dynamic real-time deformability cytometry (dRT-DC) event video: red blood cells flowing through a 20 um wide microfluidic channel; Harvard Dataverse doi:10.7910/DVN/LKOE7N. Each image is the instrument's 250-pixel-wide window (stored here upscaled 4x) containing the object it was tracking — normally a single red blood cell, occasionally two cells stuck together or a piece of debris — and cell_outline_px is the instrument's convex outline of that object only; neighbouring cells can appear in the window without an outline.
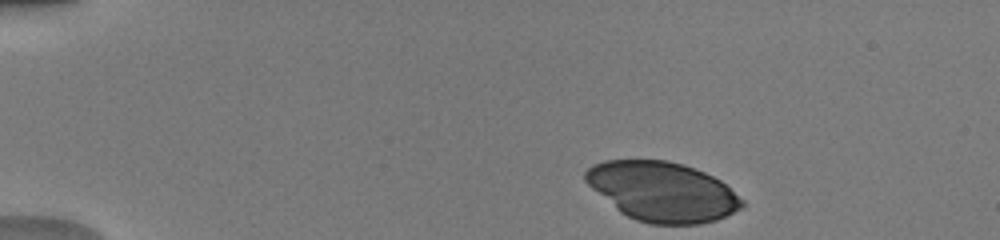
{"species": "human", "species_latin": "Homo sapiens", "temperature_condition": "warm", "stored_images_in_passage": 42, "camera_frame_rate_fps": 3000, "um_per_image_px": 0.085, "donor": {"sex": "male"}, "frame": {"image": 1, "passage_image": 1, "time_ms": 0.0, "image_size_px": [1000, 240], "cell_outline_px": [[744, 204], [740, 208], [716, 220], [700, 224], [652, 224], [636, 220], [620, 212], [592, 188], [584, 180], [584, 172], [592, 164], [604, 160], [668, 160], [684, 164], [704, 172], [720, 180], [744, 200]], "centroid_in_image_um": [56.28, 16.27], "position_along_channel_um": 28.7, "area_um2": 54.1}}